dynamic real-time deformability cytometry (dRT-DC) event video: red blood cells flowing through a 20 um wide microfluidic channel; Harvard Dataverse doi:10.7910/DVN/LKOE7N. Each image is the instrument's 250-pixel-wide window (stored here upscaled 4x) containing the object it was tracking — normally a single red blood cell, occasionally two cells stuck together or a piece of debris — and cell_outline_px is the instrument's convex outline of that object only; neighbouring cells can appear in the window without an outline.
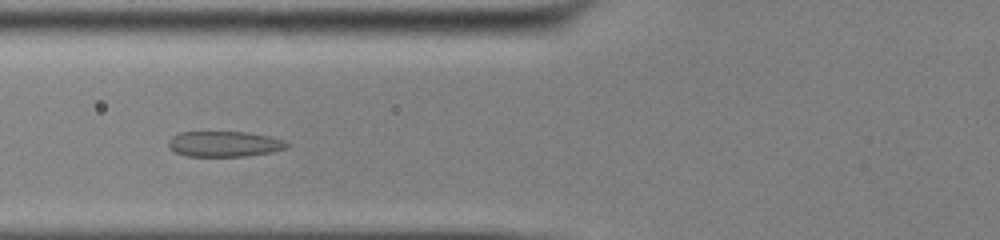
{"species": "common noctule bat (a hibernating species)", "species_latin": "Nyctalus noctula", "temperature_condition": "cold", "stored_images_in_passage": 46, "camera_frame_rate_fps": 3000, "um_per_image_px": 0.085, "animal": {"sex": "male", "body_mass_g": 13.0, "forearm_length_mm": 53.1}, "frame": {"image": 1, "passage_image": 15, "time_ms": 4.667, "image_size_px": [1000, 240], "cell_outline_px": [[292, 144], [288, 148], [272, 152], [248, 156], [188, 156], [176, 152], [168, 144], [168, 140], [172, 136], [180, 132], [248, 132], [268, 136], [284, 140]], "centroid_in_image_um": [19.13, 12.23], "position_along_channel_um": 106.7, "area_um2": 17.69}}
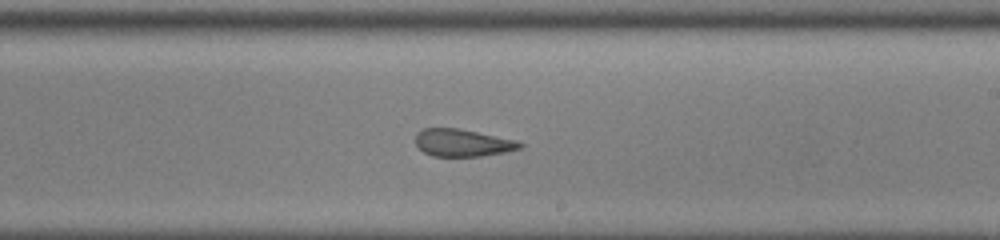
{"frame": {"image": 2, "passage_image": 26, "time_ms": 8.333, "image_size_px": [1000, 240], "cell_outline_px": [[524, 144], [520, 148], [504, 152], [480, 156], [432, 156], [424, 152], [416, 144], [416, 132], [424, 128], [460, 128], [516, 140]], "centroid_in_image_um": [39.3, 12.13], "position_along_channel_um": 249.7, "area_um2": 16.59}}
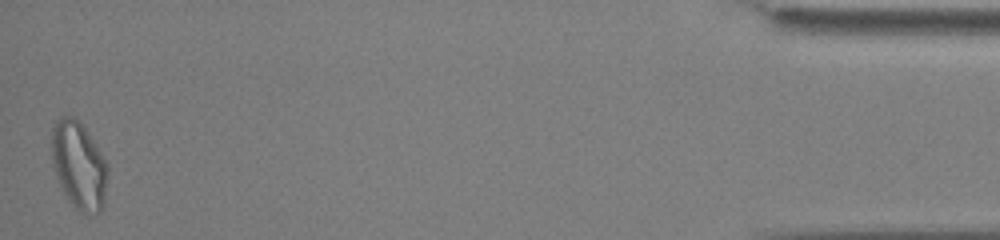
{"frame": {"image": 3, "passage_image": 46, "time_ms": 15.0, "image_size_px": [1000, 240], "cell_outline_px": [[108, 172], [104, 208], [100, 212], [80, 212], [68, 200], [60, 188], [52, 164], [52, 128], [56, 120], [60, 116], [72, 116], [84, 128], [96, 144], [108, 164]], "centroid_in_image_um": [6.71, 14.08], "position_along_channel_um": 428.5, "area_um2": 28.67}, "authors_computed_cell_mechanics": {"area_um2": 19.4497, "velocity_mm_per_s": 3.8963, "shape_relaxation_time_tau1_ms": null, "shape_relaxation_time_tau2_ms": 1.5802, "deformation_change_tau1": null, "deformation_change_tau2": 0.0981}}